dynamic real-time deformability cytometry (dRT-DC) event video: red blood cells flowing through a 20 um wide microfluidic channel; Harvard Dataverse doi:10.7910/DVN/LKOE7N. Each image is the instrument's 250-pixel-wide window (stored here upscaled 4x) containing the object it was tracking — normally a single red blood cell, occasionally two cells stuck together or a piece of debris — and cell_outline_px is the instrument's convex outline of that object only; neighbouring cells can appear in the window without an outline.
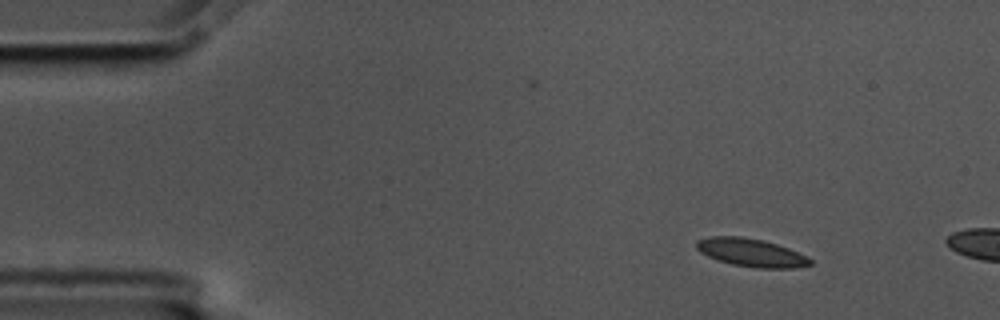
{"species": "common noctule bat (a hibernating species)", "species_latin": "Nyctalus noctula", "temperature_condition": "cold", "stored_images_in_passage": 25, "camera_frame_rate_fps": 3000, "um_per_image_px": 0.085, "animal": {"sex": "male", "body_mass_g": 17.5, "forearm_length_mm": 52.3}, "frame": {"image": 1, "passage_image": 1, "time_ms": 0.0, "image_size_px": [1000, 320], "cell_outline_px": [[812, 264], [796, 268], [756, 268], [732, 264], [708, 256], [700, 252], [696, 248], [696, 240], [708, 236], [744, 236], [776, 244], [788, 248], [808, 256], [812, 260]], "centroid_in_image_um": [63.85, 21.47], "position_along_channel_um": 21.2, "area_um2": 18.61}}
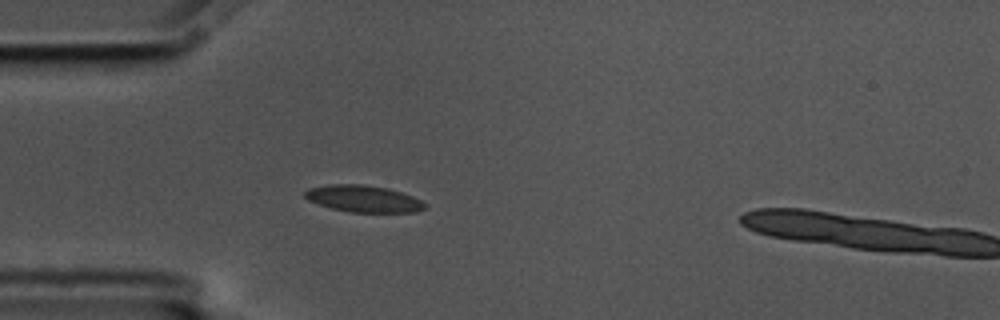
{"frame": {"image": 2, "passage_image": 10, "time_ms": 3.0, "image_size_px": [1000, 320], "cell_outline_px": [[424, 208], [416, 212], [352, 212], [332, 208], [308, 200], [304, 196], [304, 192], [308, 188], [328, 184], [360, 184], [388, 188], [412, 196], [420, 200], [424, 204]], "centroid_in_image_um": [30.85, 16.88], "position_along_channel_um": 54.1, "area_um2": 18.5}}